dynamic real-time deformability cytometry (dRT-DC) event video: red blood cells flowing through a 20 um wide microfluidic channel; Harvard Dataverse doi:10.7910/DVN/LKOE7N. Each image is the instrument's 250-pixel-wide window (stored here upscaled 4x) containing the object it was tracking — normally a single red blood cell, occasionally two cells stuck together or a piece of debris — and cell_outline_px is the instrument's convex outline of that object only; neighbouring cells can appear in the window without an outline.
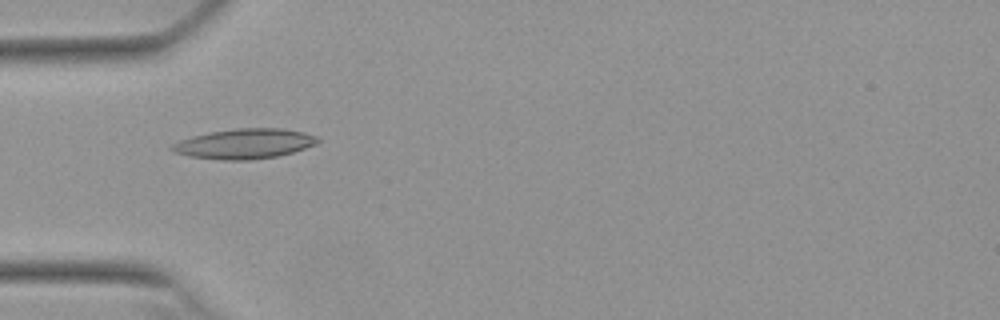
{"species": "Egyptian fruit bat (a non-hibernating species)", "species_latin": "Rousettus aegyptiacus", "temperature_condition": "warm", "stored_images_in_passage": 38, "camera_frame_rate_fps": 3000, "um_per_image_px": 0.085, "animal": {"sex": "female"}, "frame": {"image": 1, "passage_image": 17, "time_ms": 5.333, "image_size_px": [1000, 320], "cell_outline_px": [[320, 140], [316, 144], [292, 152], [276, 156], [248, 160], [224, 160], [188, 156], [172, 152], [168, 148], [172, 144], [180, 140], [192, 136], [208, 132], [236, 128], [280, 128], [304, 132], [320, 136]], "centroid_in_image_um": [20.76, 12.21], "position_along_channel_um": 64.2, "area_um2": 25.61}}
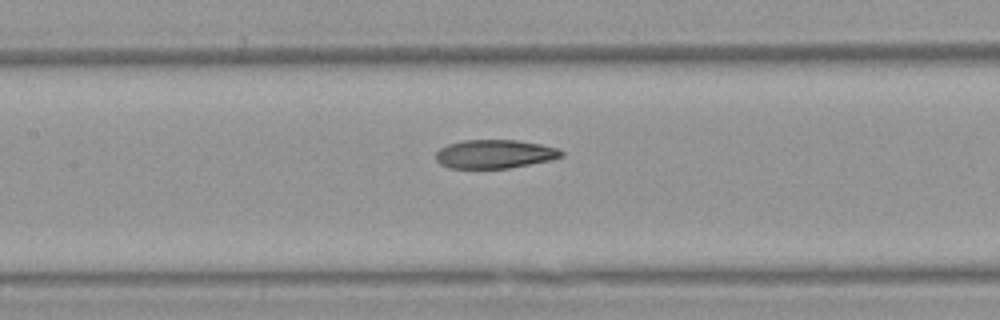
{"frame": {"image": 2, "passage_image": 25, "time_ms": 8.0, "image_size_px": [1000, 320], "cell_outline_px": [[564, 156], [552, 160], [508, 168], [452, 168], [440, 164], [436, 160], [436, 152], [440, 148], [448, 144], [464, 140], [516, 140], [540, 144], [556, 148], [564, 152]], "centroid_in_image_um": [42.06, 13.09], "position_along_channel_um": 165.3, "area_um2": 20.92}}
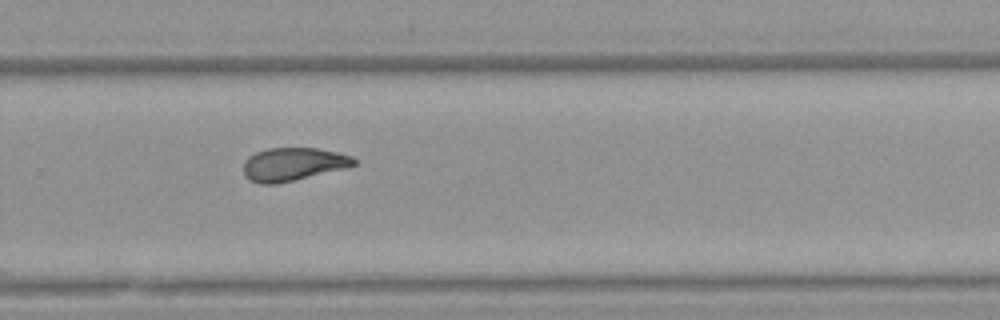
{"frame": {"image": 3, "passage_image": 36, "time_ms": 11.667, "image_size_px": [1000, 320], "cell_outline_px": [[356, 164], [344, 168], [276, 184], [260, 184], [244, 176], [244, 160], [248, 156], [256, 152], [268, 148], [316, 148], [336, 152], [352, 156], [356, 160]], "centroid_in_image_um": [24.88, 13.95], "position_along_channel_um": 304.9, "area_um2": 21.1}}